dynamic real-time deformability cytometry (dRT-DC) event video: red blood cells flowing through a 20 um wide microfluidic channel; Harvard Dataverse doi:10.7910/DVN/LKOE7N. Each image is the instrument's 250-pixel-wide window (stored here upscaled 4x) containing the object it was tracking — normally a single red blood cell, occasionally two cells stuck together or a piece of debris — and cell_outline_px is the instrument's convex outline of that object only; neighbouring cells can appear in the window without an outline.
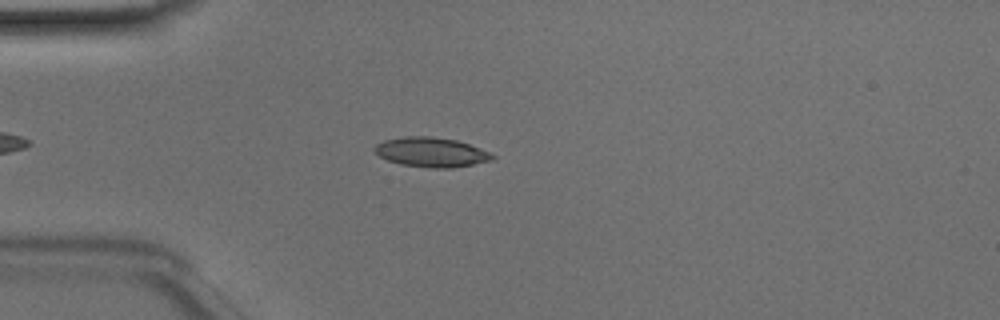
{"species": "Egyptian fruit bat (a non-hibernating species)", "species_latin": "Rousettus aegyptiacus", "temperature_condition": "room temperature", "stored_images_in_passage": 45, "camera_frame_rate_fps": 3000, "um_per_image_px": 0.085, "animal": {"sex": "male"}, "frame": {"image": 1, "passage_image": 9, "time_ms": 2.667, "image_size_px": [1000, 320], "cell_outline_px": [[496, 156], [492, 160], [452, 168], [432, 168], [400, 164], [388, 160], [380, 156], [372, 148], [376, 144], [384, 140], [404, 136], [428, 136], [456, 140], [480, 148]], "centroid_in_image_um": [36.63, 12.93], "position_along_channel_um": 48.4, "area_um2": 20.17}}
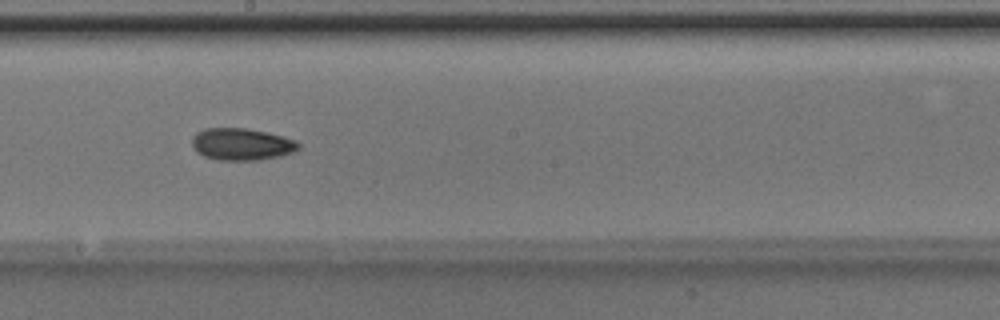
{"frame": {"image": 2, "passage_image": 23, "time_ms": 7.333, "image_size_px": [1000, 320], "cell_outline_px": [[300, 148], [292, 152], [280, 156], [260, 160], [216, 160], [204, 156], [196, 152], [192, 148], [192, 136], [196, 132], [204, 128], [244, 128], [268, 132], [284, 136], [296, 140], [300, 144]], "centroid_in_image_um": [20.52, 12.26], "position_along_channel_um": 227.7, "area_um2": 20.17}}
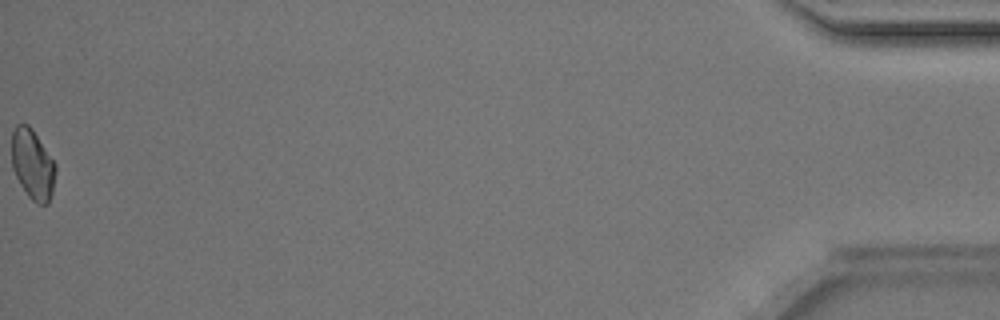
{"frame": {"image": 3, "passage_image": 45, "time_ms": 14.667, "image_size_px": [1000, 320], "cell_outline_px": [[56, 172], [52, 192], [48, 204], [36, 204], [28, 196], [20, 184], [12, 168], [12, 132], [16, 124], [28, 124], [32, 128], [56, 164]], "centroid_in_image_um": [2.77, 13.97], "position_along_channel_um": 432.4, "area_um2": 17.98}, "authors_computed_cell_mechanics": {"area_um2": 18.8428, "velocity_mm_per_s": 4.1464, "shape_relaxation_time_tau1_ms": 4.4929, "shape_relaxation_time_tau2_ms": 7.1716, "deformation_change_tau1": 0.0927, "deformation_change_tau2": 0.1244}}